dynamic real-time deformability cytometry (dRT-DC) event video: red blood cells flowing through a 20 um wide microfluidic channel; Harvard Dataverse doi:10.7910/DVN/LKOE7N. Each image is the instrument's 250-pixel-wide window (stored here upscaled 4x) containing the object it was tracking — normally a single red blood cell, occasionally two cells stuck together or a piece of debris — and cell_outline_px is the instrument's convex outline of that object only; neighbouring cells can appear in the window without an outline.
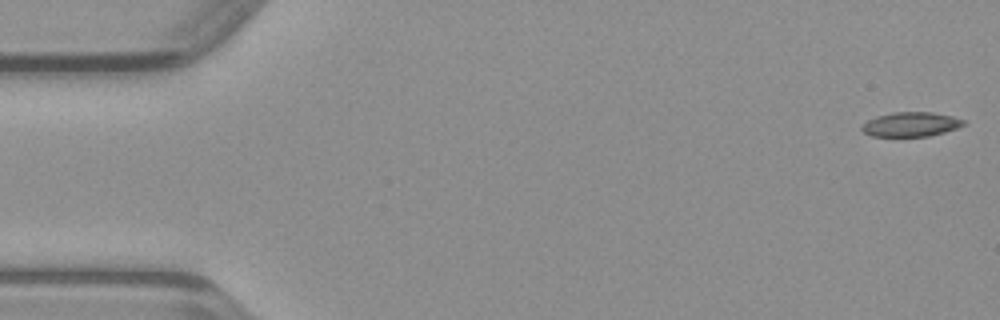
{"species": "common noctule bat (a hibernating species)", "species_latin": "Nyctalus noctula", "temperature_condition": "warm", "stored_images_in_passage": 48, "camera_frame_rate_fps": 3000, "um_per_image_px": 0.085, "animal": {"sex": "male", "body_mass_g": 23.1, "forearm_length_mm": 52.7}, "frame": {"image": 1, "passage_image": 1, "time_ms": 0.0, "image_size_px": [1000, 320], "cell_outline_px": [[968, 124], [944, 132], [928, 136], [872, 136], [864, 132], [860, 128], [868, 120], [876, 116], [892, 112], [932, 112], [952, 116], [964, 120]], "centroid_in_image_um": [77.44, 10.56], "position_along_channel_um": 7.6, "area_um2": 14.45}}
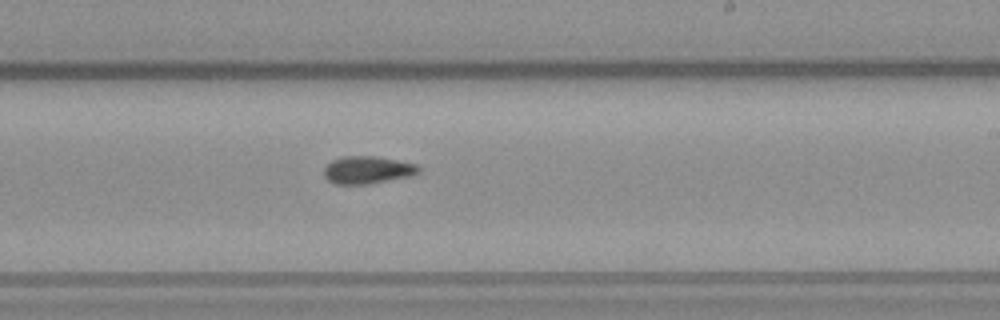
{"frame": {"image": 2, "passage_image": 28, "time_ms": 9.0, "image_size_px": [1000, 320], "cell_outline_px": [[420, 172], [408, 176], [368, 184], [336, 184], [328, 180], [324, 176], [324, 168], [332, 160], [344, 156], [376, 156], [416, 164], [420, 168]], "centroid_in_image_um": [31.21, 14.44], "position_along_channel_um": 257.8, "area_um2": 15.03}}
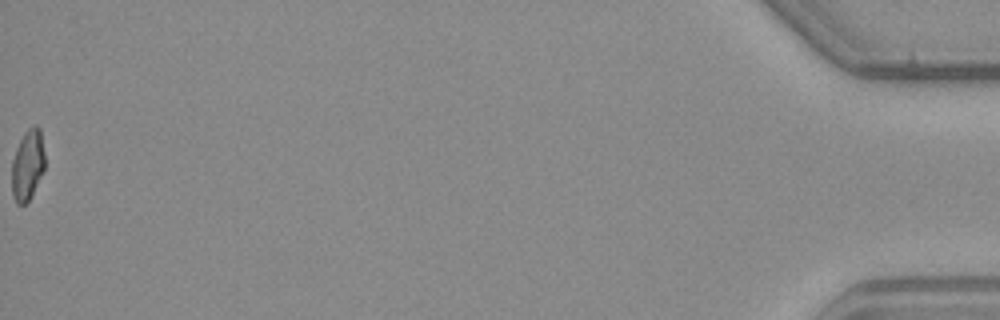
{"frame": {"image": 3, "passage_image": 48, "time_ms": 15.667, "image_size_px": [1000, 320], "cell_outline_px": [[44, 168], [32, 196], [24, 204], [16, 204], [12, 196], [12, 160], [16, 148], [24, 132], [28, 128], [36, 124], [40, 128], [44, 152]], "centroid_in_image_um": [2.34, 14.02], "position_along_channel_um": 432.9, "area_um2": 13.64}}